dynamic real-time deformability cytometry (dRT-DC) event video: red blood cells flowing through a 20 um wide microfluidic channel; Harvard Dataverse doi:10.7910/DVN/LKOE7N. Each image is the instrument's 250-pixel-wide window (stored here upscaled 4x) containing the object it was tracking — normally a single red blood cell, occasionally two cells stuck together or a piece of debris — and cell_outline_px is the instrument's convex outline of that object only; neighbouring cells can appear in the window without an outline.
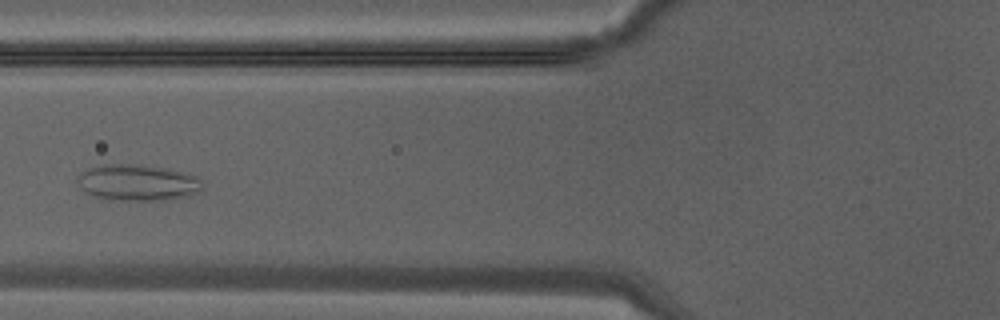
{"species": "Egyptian fruit bat (a non-hibernating species)", "species_latin": "Rousettus aegyptiacus", "temperature_condition": "warm", "stored_images_in_passage": 34, "camera_frame_rate_fps": 3000, "um_per_image_px": 0.085, "animal": {"sex": "male"}, "frame": {"image": 1, "passage_image": 10, "time_ms": 3.0, "image_size_px": [1000, 320], "cell_outline_px": [[204, 188], [200, 192], [188, 196], [164, 200], [108, 200], [84, 192], [80, 188], [76, 180], [76, 176], [80, 172], [104, 164], [144, 164], [168, 168], [196, 176], [200, 180]], "centroid_in_image_um": [11.69, 15.52], "position_along_channel_um": 114.1, "area_um2": 26.76}}
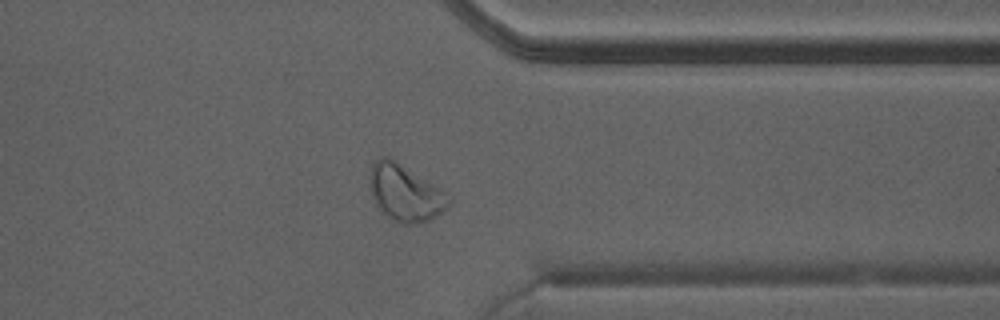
{"frame": {"image": 2, "passage_image": 25, "time_ms": 8.0, "image_size_px": [1000, 320], "cell_outline_px": [[452, 204], [448, 208], [436, 216], [428, 220], [416, 224], [404, 224], [392, 220], [376, 204], [372, 196], [368, 176], [372, 164], [380, 156], [388, 156], [448, 192], [452, 196]], "centroid_in_image_um": [34.48, 16.39], "position_along_channel_um": 376.9, "area_um2": 26.3}}